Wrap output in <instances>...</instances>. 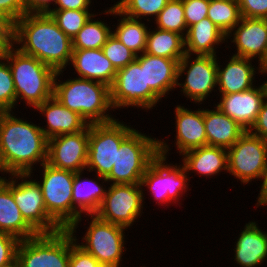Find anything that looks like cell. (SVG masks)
<instances>
[{
	"label": "cell",
	"instance_id": "8fae6325",
	"mask_svg": "<svg viewBox=\"0 0 267 267\" xmlns=\"http://www.w3.org/2000/svg\"><path fill=\"white\" fill-rule=\"evenodd\" d=\"M39 183L47 213L63 228L73 225L72 187L75 172L52 167L46 162L39 166ZM42 179V180H41Z\"/></svg>",
	"mask_w": 267,
	"mask_h": 267
},
{
	"label": "cell",
	"instance_id": "f546056e",
	"mask_svg": "<svg viewBox=\"0 0 267 267\" xmlns=\"http://www.w3.org/2000/svg\"><path fill=\"white\" fill-rule=\"evenodd\" d=\"M109 8V9H108ZM99 15H111L117 18V25L113 24L112 33L137 56L145 52L147 34L150 29L143 20L133 19L119 12L114 5L107 7ZM115 26V27H114ZM115 28V29H114Z\"/></svg>",
	"mask_w": 267,
	"mask_h": 267
},
{
	"label": "cell",
	"instance_id": "f907efd6",
	"mask_svg": "<svg viewBox=\"0 0 267 267\" xmlns=\"http://www.w3.org/2000/svg\"><path fill=\"white\" fill-rule=\"evenodd\" d=\"M97 267H113V266H111V265H108V264H99Z\"/></svg>",
	"mask_w": 267,
	"mask_h": 267
},
{
	"label": "cell",
	"instance_id": "9a60e30c",
	"mask_svg": "<svg viewBox=\"0 0 267 267\" xmlns=\"http://www.w3.org/2000/svg\"><path fill=\"white\" fill-rule=\"evenodd\" d=\"M145 76V112L150 113L162 98L169 97L177 84V68L181 59H169L142 53L136 57ZM167 96V97H166Z\"/></svg>",
	"mask_w": 267,
	"mask_h": 267
},
{
	"label": "cell",
	"instance_id": "52a82bcc",
	"mask_svg": "<svg viewBox=\"0 0 267 267\" xmlns=\"http://www.w3.org/2000/svg\"><path fill=\"white\" fill-rule=\"evenodd\" d=\"M157 155L158 138L134 129L121 142L116 162L106 179L109 184H139Z\"/></svg>",
	"mask_w": 267,
	"mask_h": 267
},
{
	"label": "cell",
	"instance_id": "681fc988",
	"mask_svg": "<svg viewBox=\"0 0 267 267\" xmlns=\"http://www.w3.org/2000/svg\"><path fill=\"white\" fill-rule=\"evenodd\" d=\"M260 67L262 70L263 76H267V54L265 56V59L260 63Z\"/></svg>",
	"mask_w": 267,
	"mask_h": 267
},
{
	"label": "cell",
	"instance_id": "ab89813d",
	"mask_svg": "<svg viewBox=\"0 0 267 267\" xmlns=\"http://www.w3.org/2000/svg\"><path fill=\"white\" fill-rule=\"evenodd\" d=\"M187 28L207 17L209 0H182Z\"/></svg>",
	"mask_w": 267,
	"mask_h": 267
},
{
	"label": "cell",
	"instance_id": "1f68e13d",
	"mask_svg": "<svg viewBox=\"0 0 267 267\" xmlns=\"http://www.w3.org/2000/svg\"><path fill=\"white\" fill-rule=\"evenodd\" d=\"M96 16L98 17V13H94L73 37V49H100L107 42L113 28L99 17V20L96 19Z\"/></svg>",
	"mask_w": 267,
	"mask_h": 267
},
{
	"label": "cell",
	"instance_id": "4dcf8cb0",
	"mask_svg": "<svg viewBox=\"0 0 267 267\" xmlns=\"http://www.w3.org/2000/svg\"><path fill=\"white\" fill-rule=\"evenodd\" d=\"M149 29L144 53L154 56L182 59L185 55L184 37L176 32L156 28Z\"/></svg>",
	"mask_w": 267,
	"mask_h": 267
},
{
	"label": "cell",
	"instance_id": "d6a6232c",
	"mask_svg": "<svg viewBox=\"0 0 267 267\" xmlns=\"http://www.w3.org/2000/svg\"><path fill=\"white\" fill-rule=\"evenodd\" d=\"M207 17L227 35L241 19L238 0H209Z\"/></svg>",
	"mask_w": 267,
	"mask_h": 267
},
{
	"label": "cell",
	"instance_id": "74e56055",
	"mask_svg": "<svg viewBox=\"0 0 267 267\" xmlns=\"http://www.w3.org/2000/svg\"><path fill=\"white\" fill-rule=\"evenodd\" d=\"M105 57L113 64L116 70L126 67L136 60L137 55L127 48L113 33L102 46Z\"/></svg>",
	"mask_w": 267,
	"mask_h": 267
},
{
	"label": "cell",
	"instance_id": "4316f807",
	"mask_svg": "<svg viewBox=\"0 0 267 267\" xmlns=\"http://www.w3.org/2000/svg\"><path fill=\"white\" fill-rule=\"evenodd\" d=\"M6 177L0 180V233L11 234L19 240L35 237L38 233L23 218L10 191V177Z\"/></svg>",
	"mask_w": 267,
	"mask_h": 267
},
{
	"label": "cell",
	"instance_id": "8992f818",
	"mask_svg": "<svg viewBox=\"0 0 267 267\" xmlns=\"http://www.w3.org/2000/svg\"><path fill=\"white\" fill-rule=\"evenodd\" d=\"M82 217H87V221H89V219L90 221L87 222L89 227H87L81 239L75 233H78L76 229L82 222ZM68 230L72 233L76 243L94 256L99 263L108 264L113 267H123V255L127 250L125 247V237H127L125 231L127 228L103 221L93 214L82 215ZM79 239H81L82 242H80Z\"/></svg>",
	"mask_w": 267,
	"mask_h": 267
},
{
	"label": "cell",
	"instance_id": "e0dca14e",
	"mask_svg": "<svg viewBox=\"0 0 267 267\" xmlns=\"http://www.w3.org/2000/svg\"><path fill=\"white\" fill-rule=\"evenodd\" d=\"M227 43H233L232 55L256 60L257 64L267 54V19L244 18L226 35ZM232 37V38H230ZM230 39V41L228 40ZM229 41V42H228Z\"/></svg>",
	"mask_w": 267,
	"mask_h": 267
},
{
	"label": "cell",
	"instance_id": "7c38bea8",
	"mask_svg": "<svg viewBox=\"0 0 267 267\" xmlns=\"http://www.w3.org/2000/svg\"><path fill=\"white\" fill-rule=\"evenodd\" d=\"M176 87L190 102L203 104L217 90V56L185 53L178 63Z\"/></svg>",
	"mask_w": 267,
	"mask_h": 267
},
{
	"label": "cell",
	"instance_id": "836d02e7",
	"mask_svg": "<svg viewBox=\"0 0 267 267\" xmlns=\"http://www.w3.org/2000/svg\"><path fill=\"white\" fill-rule=\"evenodd\" d=\"M170 0H119L114 7L127 17L146 20L149 23L154 20ZM152 18V19H150Z\"/></svg>",
	"mask_w": 267,
	"mask_h": 267
},
{
	"label": "cell",
	"instance_id": "b9f144b4",
	"mask_svg": "<svg viewBox=\"0 0 267 267\" xmlns=\"http://www.w3.org/2000/svg\"><path fill=\"white\" fill-rule=\"evenodd\" d=\"M26 14L24 0H0V16L12 25Z\"/></svg>",
	"mask_w": 267,
	"mask_h": 267
},
{
	"label": "cell",
	"instance_id": "d590c367",
	"mask_svg": "<svg viewBox=\"0 0 267 267\" xmlns=\"http://www.w3.org/2000/svg\"><path fill=\"white\" fill-rule=\"evenodd\" d=\"M49 14L57 26L71 39L83 28L89 18L94 15L92 10H50Z\"/></svg>",
	"mask_w": 267,
	"mask_h": 267
},
{
	"label": "cell",
	"instance_id": "ffe728a7",
	"mask_svg": "<svg viewBox=\"0 0 267 267\" xmlns=\"http://www.w3.org/2000/svg\"><path fill=\"white\" fill-rule=\"evenodd\" d=\"M217 57V92L219 95L246 91L255 86L256 74L262 75L260 65L256 67L253 59L231 55L220 65ZM253 64V65H252ZM222 67V68H221ZM258 70V71H257Z\"/></svg>",
	"mask_w": 267,
	"mask_h": 267
},
{
	"label": "cell",
	"instance_id": "30bf717a",
	"mask_svg": "<svg viewBox=\"0 0 267 267\" xmlns=\"http://www.w3.org/2000/svg\"><path fill=\"white\" fill-rule=\"evenodd\" d=\"M33 173L10 174V191L23 218L38 234L56 233L63 228L47 213L38 177L34 180Z\"/></svg>",
	"mask_w": 267,
	"mask_h": 267
},
{
	"label": "cell",
	"instance_id": "ee69618b",
	"mask_svg": "<svg viewBox=\"0 0 267 267\" xmlns=\"http://www.w3.org/2000/svg\"><path fill=\"white\" fill-rule=\"evenodd\" d=\"M249 132L267 141V98L263 101L256 121Z\"/></svg>",
	"mask_w": 267,
	"mask_h": 267
},
{
	"label": "cell",
	"instance_id": "d4e9b609",
	"mask_svg": "<svg viewBox=\"0 0 267 267\" xmlns=\"http://www.w3.org/2000/svg\"><path fill=\"white\" fill-rule=\"evenodd\" d=\"M71 67L78 78L94 80L111 87L117 70L100 49H73Z\"/></svg>",
	"mask_w": 267,
	"mask_h": 267
},
{
	"label": "cell",
	"instance_id": "277c9868",
	"mask_svg": "<svg viewBox=\"0 0 267 267\" xmlns=\"http://www.w3.org/2000/svg\"><path fill=\"white\" fill-rule=\"evenodd\" d=\"M2 56L8 61L12 72L17 103L24 101L25 106L35 108L53 96L56 74L53 68L20 52L13 45Z\"/></svg>",
	"mask_w": 267,
	"mask_h": 267
},
{
	"label": "cell",
	"instance_id": "cb8c5ba5",
	"mask_svg": "<svg viewBox=\"0 0 267 267\" xmlns=\"http://www.w3.org/2000/svg\"><path fill=\"white\" fill-rule=\"evenodd\" d=\"M257 221L245 223L234 242V261L239 267H257L267 260V230L259 228Z\"/></svg>",
	"mask_w": 267,
	"mask_h": 267
},
{
	"label": "cell",
	"instance_id": "6da1fadb",
	"mask_svg": "<svg viewBox=\"0 0 267 267\" xmlns=\"http://www.w3.org/2000/svg\"><path fill=\"white\" fill-rule=\"evenodd\" d=\"M12 45L56 72L70 65L73 53L69 38L47 13H26L12 25Z\"/></svg>",
	"mask_w": 267,
	"mask_h": 267
},
{
	"label": "cell",
	"instance_id": "7bdbcfd3",
	"mask_svg": "<svg viewBox=\"0 0 267 267\" xmlns=\"http://www.w3.org/2000/svg\"><path fill=\"white\" fill-rule=\"evenodd\" d=\"M241 17L266 18L267 0H238Z\"/></svg>",
	"mask_w": 267,
	"mask_h": 267
},
{
	"label": "cell",
	"instance_id": "5bb4252c",
	"mask_svg": "<svg viewBox=\"0 0 267 267\" xmlns=\"http://www.w3.org/2000/svg\"><path fill=\"white\" fill-rule=\"evenodd\" d=\"M109 185L95 215L103 221L130 229L144 213L145 201L141 185L140 183Z\"/></svg>",
	"mask_w": 267,
	"mask_h": 267
},
{
	"label": "cell",
	"instance_id": "44dd1931",
	"mask_svg": "<svg viewBox=\"0 0 267 267\" xmlns=\"http://www.w3.org/2000/svg\"><path fill=\"white\" fill-rule=\"evenodd\" d=\"M177 105L175 107V123L176 135L174 147L177 152L182 155L184 152L206 146V129L203 120V108L198 105L197 110L185 108V106ZM202 108V109H201Z\"/></svg>",
	"mask_w": 267,
	"mask_h": 267
},
{
	"label": "cell",
	"instance_id": "f35d334b",
	"mask_svg": "<svg viewBox=\"0 0 267 267\" xmlns=\"http://www.w3.org/2000/svg\"><path fill=\"white\" fill-rule=\"evenodd\" d=\"M20 240L7 233H0V267H16V252Z\"/></svg>",
	"mask_w": 267,
	"mask_h": 267
},
{
	"label": "cell",
	"instance_id": "484cf974",
	"mask_svg": "<svg viewBox=\"0 0 267 267\" xmlns=\"http://www.w3.org/2000/svg\"><path fill=\"white\" fill-rule=\"evenodd\" d=\"M182 164L188 175L197 174L213 178L225 171L228 173L227 149L216 146H202L184 152Z\"/></svg>",
	"mask_w": 267,
	"mask_h": 267
},
{
	"label": "cell",
	"instance_id": "603a6c76",
	"mask_svg": "<svg viewBox=\"0 0 267 267\" xmlns=\"http://www.w3.org/2000/svg\"><path fill=\"white\" fill-rule=\"evenodd\" d=\"M84 172H76L74 175L72 187L73 224L82 215H93L98 211L109 185L105 177L95 174L96 177L89 179V177L82 176Z\"/></svg>",
	"mask_w": 267,
	"mask_h": 267
},
{
	"label": "cell",
	"instance_id": "9c48e42d",
	"mask_svg": "<svg viewBox=\"0 0 267 267\" xmlns=\"http://www.w3.org/2000/svg\"><path fill=\"white\" fill-rule=\"evenodd\" d=\"M123 120L89 124L88 160L86 172L107 177L116 162L121 142L135 129Z\"/></svg>",
	"mask_w": 267,
	"mask_h": 267
},
{
	"label": "cell",
	"instance_id": "e575fe53",
	"mask_svg": "<svg viewBox=\"0 0 267 267\" xmlns=\"http://www.w3.org/2000/svg\"><path fill=\"white\" fill-rule=\"evenodd\" d=\"M154 21L156 28L176 32L185 37L188 28L184 19L183 1L170 0Z\"/></svg>",
	"mask_w": 267,
	"mask_h": 267
},
{
	"label": "cell",
	"instance_id": "4fadbf2b",
	"mask_svg": "<svg viewBox=\"0 0 267 267\" xmlns=\"http://www.w3.org/2000/svg\"><path fill=\"white\" fill-rule=\"evenodd\" d=\"M228 173L241 184L261 180L267 165V141L245 131L227 149Z\"/></svg>",
	"mask_w": 267,
	"mask_h": 267
},
{
	"label": "cell",
	"instance_id": "2e32d148",
	"mask_svg": "<svg viewBox=\"0 0 267 267\" xmlns=\"http://www.w3.org/2000/svg\"><path fill=\"white\" fill-rule=\"evenodd\" d=\"M89 125L82 131L48 139L46 163L73 172L86 171L88 160Z\"/></svg>",
	"mask_w": 267,
	"mask_h": 267
},
{
	"label": "cell",
	"instance_id": "7402d4cb",
	"mask_svg": "<svg viewBox=\"0 0 267 267\" xmlns=\"http://www.w3.org/2000/svg\"><path fill=\"white\" fill-rule=\"evenodd\" d=\"M32 110L45 117L46 126L40 125V128L48 139L80 132L89 125L81 115L63 106L54 96Z\"/></svg>",
	"mask_w": 267,
	"mask_h": 267
},
{
	"label": "cell",
	"instance_id": "f6af8a7d",
	"mask_svg": "<svg viewBox=\"0 0 267 267\" xmlns=\"http://www.w3.org/2000/svg\"><path fill=\"white\" fill-rule=\"evenodd\" d=\"M91 3L92 0H56L54 8L52 7L51 10H93L90 8Z\"/></svg>",
	"mask_w": 267,
	"mask_h": 267
},
{
	"label": "cell",
	"instance_id": "ba28073f",
	"mask_svg": "<svg viewBox=\"0 0 267 267\" xmlns=\"http://www.w3.org/2000/svg\"><path fill=\"white\" fill-rule=\"evenodd\" d=\"M70 231L38 234L20 240L16 252V267H69Z\"/></svg>",
	"mask_w": 267,
	"mask_h": 267
},
{
	"label": "cell",
	"instance_id": "7a4b0ae2",
	"mask_svg": "<svg viewBox=\"0 0 267 267\" xmlns=\"http://www.w3.org/2000/svg\"><path fill=\"white\" fill-rule=\"evenodd\" d=\"M28 121L16 116L14 111L4 112L1 116L0 171L2 176L30 173L36 170V165L41 166L47 161L48 138L39 124Z\"/></svg>",
	"mask_w": 267,
	"mask_h": 267
},
{
	"label": "cell",
	"instance_id": "60d3db41",
	"mask_svg": "<svg viewBox=\"0 0 267 267\" xmlns=\"http://www.w3.org/2000/svg\"><path fill=\"white\" fill-rule=\"evenodd\" d=\"M100 263L90 253L80 247L70 232L69 267H97Z\"/></svg>",
	"mask_w": 267,
	"mask_h": 267
},
{
	"label": "cell",
	"instance_id": "83f0119b",
	"mask_svg": "<svg viewBox=\"0 0 267 267\" xmlns=\"http://www.w3.org/2000/svg\"><path fill=\"white\" fill-rule=\"evenodd\" d=\"M226 35L208 17L188 27L184 37L185 53L218 56L216 49L227 42Z\"/></svg>",
	"mask_w": 267,
	"mask_h": 267
},
{
	"label": "cell",
	"instance_id": "816d5d0a",
	"mask_svg": "<svg viewBox=\"0 0 267 267\" xmlns=\"http://www.w3.org/2000/svg\"><path fill=\"white\" fill-rule=\"evenodd\" d=\"M4 113V111L0 110V120H1V116Z\"/></svg>",
	"mask_w": 267,
	"mask_h": 267
},
{
	"label": "cell",
	"instance_id": "3957f363",
	"mask_svg": "<svg viewBox=\"0 0 267 267\" xmlns=\"http://www.w3.org/2000/svg\"><path fill=\"white\" fill-rule=\"evenodd\" d=\"M63 72L64 70L56 72L53 90V96L63 106L81 115L88 124L108 123L116 120L114 114L110 113L115 110L111 103L109 86L78 77L60 80Z\"/></svg>",
	"mask_w": 267,
	"mask_h": 267
},
{
	"label": "cell",
	"instance_id": "7dc6e473",
	"mask_svg": "<svg viewBox=\"0 0 267 267\" xmlns=\"http://www.w3.org/2000/svg\"><path fill=\"white\" fill-rule=\"evenodd\" d=\"M26 13H48L56 0H24ZM52 4V6H51Z\"/></svg>",
	"mask_w": 267,
	"mask_h": 267
},
{
	"label": "cell",
	"instance_id": "bcb514c9",
	"mask_svg": "<svg viewBox=\"0 0 267 267\" xmlns=\"http://www.w3.org/2000/svg\"><path fill=\"white\" fill-rule=\"evenodd\" d=\"M12 45V24L0 19V56Z\"/></svg>",
	"mask_w": 267,
	"mask_h": 267
},
{
	"label": "cell",
	"instance_id": "d6986e66",
	"mask_svg": "<svg viewBox=\"0 0 267 267\" xmlns=\"http://www.w3.org/2000/svg\"><path fill=\"white\" fill-rule=\"evenodd\" d=\"M111 103L115 110L122 108L145 109L144 68L135 60L117 70L115 81L110 87Z\"/></svg>",
	"mask_w": 267,
	"mask_h": 267
},
{
	"label": "cell",
	"instance_id": "f1b7e54d",
	"mask_svg": "<svg viewBox=\"0 0 267 267\" xmlns=\"http://www.w3.org/2000/svg\"><path fill=\"white\" fill-rule=\"evenodd\" d=\"M213 109L203 108L207 145L229 149L245 132L232 118L222 113L213 104Z\"/></svg>",
	"mask_w": 267,
	"mask_h": 267
},
{
	"label": "cell",
	"instance_id": "5b68a950",
	"mask_svg": "<svg viewBox=\"0 0 267 267\" xmlns=\"http://www.w3.org/2000/svg\"><path fill=\"white\" fill-rule=\"evenodd\" d=\"M163 139V140H162ZM158 139V155L151 161L143 175L140 185L143 191V199L145 200L144 191L146 187L149 191L151 199L156 201L157 205L167 206L182 205V197H185L189 189L190 176L187 174L183 164L177 165L169 162L171 144L164 138ZM167 141V142H166ZM168 143V144H167ZM182 199V200H181ZM181 200V201H180ZM179 203V204H178Z\"/></svg>",
	"mask_w": 267,
	"mask_h": 267
},
{
	"label": "cell",
	"instance_id": "c3c4849f",
	"mask_svg": "<svg viewBox=\"0 0 267 267\" xmlns=\"http://www.w3.org/2000/svg\"><path fill=\"white\" fill-rule=\"evenodd\" d=\"M262 182V184H261ZM260 182V193H258L257 202H256V208L258 207H264L267 206V165L263 174V177Z\"/></svg>",
	"mask_w": 267,
	"mask_h": 267
},
{
	"label": "cell",
	"instance_id": "8d00e7d4",
	"mask_svg": "<svg viewBox=\"0 0 267 267\" xmlns=\"http://www.w3.org/2000/svg\"><path fill=\"white\" fill-rule=\"evenodd\" d=\"M17 105L11 69L8 61L0 56V110L4 112L13 111L17 108Z\"/></svg>",
	"mask_w": 267,
	"mask_h": 267
},
{
	"label": "cell",
	"instance_id": "ac0fdd59",
	"mask_svg": "<svg viewBox=\"0 0 267 267\" xmlns=\"http://www.w3.org/2000/svg\"><path fill=\"white\" fill-rule=\"evenodd\" d=\"M254 86L246 91L218 95L215 105L222 113L236 121L241 128L249 131L267 98V82Z\"/></svg>",
	"mask_w": 267,
	"mask_h": 267
}]
</instances>
